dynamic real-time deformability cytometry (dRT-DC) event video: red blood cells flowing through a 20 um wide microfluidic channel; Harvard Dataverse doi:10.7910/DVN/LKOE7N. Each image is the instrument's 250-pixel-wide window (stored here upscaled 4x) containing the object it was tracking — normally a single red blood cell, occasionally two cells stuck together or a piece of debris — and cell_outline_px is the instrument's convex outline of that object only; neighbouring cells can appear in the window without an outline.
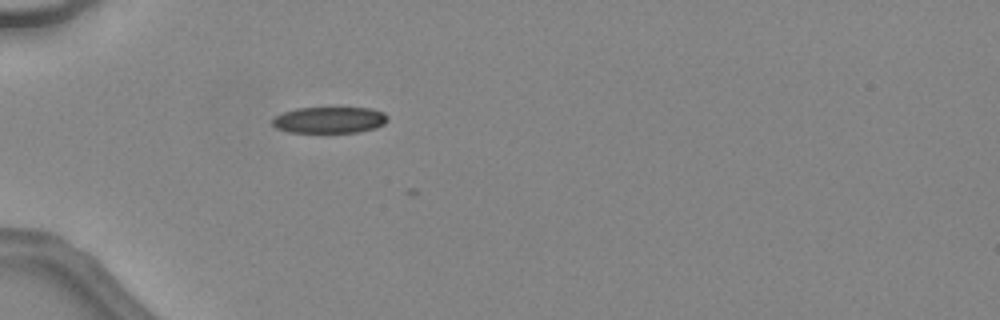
{"species": "common noctule bat (a hibernating species)", "species_latin": "Nyctalus noctula", "temperature_condition": "warm", "stored_images_in_passage": 4, "camera_frame_rate_fps": 3000, "um_per_image_px": 0.085, "animal": {"sex": "female", "body_mass_g": 24.6, "forearm_length_mm": 56.2}, "frame": {"image": 1, "passage_image": 2, "time_ms": 0.333, "image_size_px": [1000, 320], "cell_outline_px": [[388, 120], [384, 124], [376, 128], [360, 132], [288, 132], [276, 128], [272, 124], [272, 120], [276, 116], [284, 112], [296, 108], [368, 108], [384, 112], [388, 116]], "centroid_in_image_um": [28.03, 10.2], "position_along_channel_um": 57.0, "area_um2": 17.69}}